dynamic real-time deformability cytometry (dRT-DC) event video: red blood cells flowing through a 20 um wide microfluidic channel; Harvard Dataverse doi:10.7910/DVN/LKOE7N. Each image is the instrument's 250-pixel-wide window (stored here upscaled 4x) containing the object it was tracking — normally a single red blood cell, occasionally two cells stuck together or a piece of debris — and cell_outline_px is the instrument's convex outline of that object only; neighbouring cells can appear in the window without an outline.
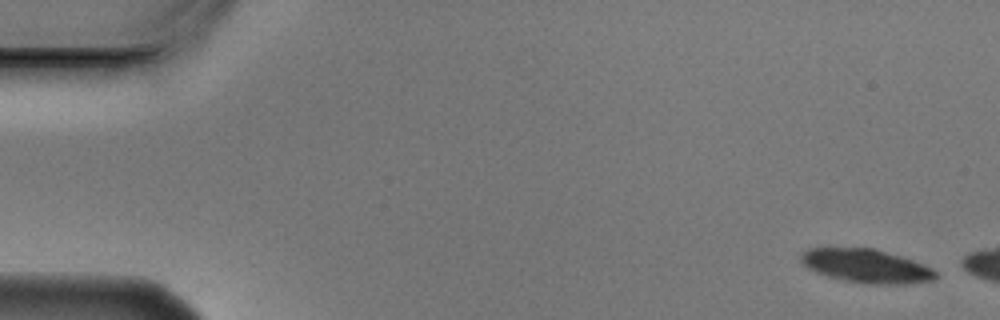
{"species": "Egyptian fruit bat (a non-hibernating species)", "species_latin": "Rousettus aegyptiacus", "temperature_condition": "cold", "stored_images_in_passage": 5, "camera_frame_rate_fps": 3000, "um_per_image_px": 0.085, "animal": {"sex": "male"}, "frame": {"image": 1, "passage_image": 1, "time_ms": 0.0, "image_size_px": [1000, 320], "cell_outline_px": [[936, 276], [932, 280], [904, 284], [860, 284], [840, 280], [816, 272], [808, 268], [800, 260], [800, 256], [808, 248], [876, 248], [912, 260], [932, 268], [936, 272]], "centroid_in_image_um": [73.61, 22.61], "position_along_channel_um": 11.4, "area_um2": 26.41}}